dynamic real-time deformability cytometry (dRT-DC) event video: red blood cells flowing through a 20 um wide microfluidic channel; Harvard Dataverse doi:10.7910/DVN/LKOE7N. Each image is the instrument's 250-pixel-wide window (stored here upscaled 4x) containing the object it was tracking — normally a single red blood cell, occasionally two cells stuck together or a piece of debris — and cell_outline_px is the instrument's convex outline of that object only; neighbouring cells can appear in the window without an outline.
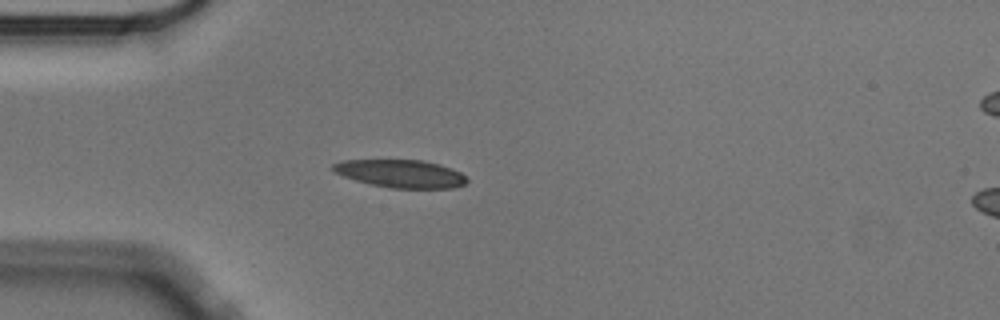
{"species": "Egyptian fruit bat (a non-hibernating species)", "species_latin": "Rousettus aegyptiacus", "temperature_condition": "cold", "stored_images_in_passage": 42, "camera_frame_rate_fps": 3000, "um_per_image_px": 0.085, "animal": {"sex": "male"}, "frame": {"image": 1, "passage_image": 1, "time_ms": 0.0, "image_size_px": [1000, 320], "cell_outline_px": [[468, 180], [464, 184], [456, 188], [388, 188], [356, 180], [344, 176], [336, 172], [332, 168], [332, 164], [344, 160], [424, 160], [440, 164], [452, 168], [460, 172]], "centroid_in_image_um": [34.1, 14.76], "position_along_channel_um": 50.9, "area_um2": 21.68}}
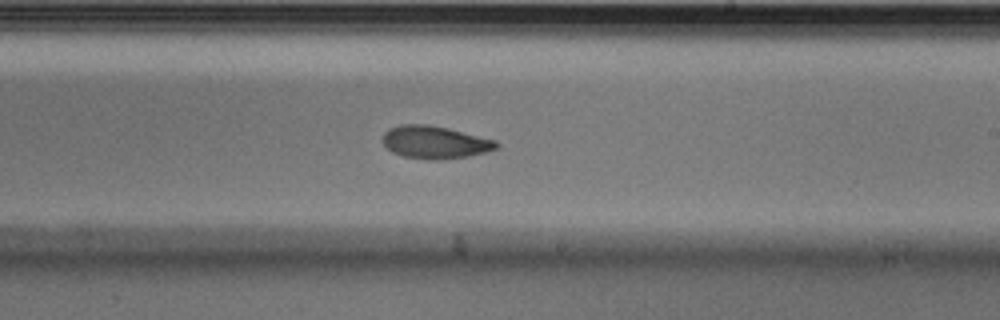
{"frame": {"image": 2, "passage_image": 19, "time_ms": 6.0, "image_size_px": [1000, 320], "cell_outline_px": [[500, 144], [496, 148], [484, 152], [468, 156], [444, 160], [428, 160], [404, 156], [392, 152], [380, 140], [384, 132], [388, 128], [400, 124], [428, 124], [448, 128], [496, 140]], "centroid_in_image_um": [36.93, 12.09], "position_along_channel_um": 252.1, "area_um2": 21.85}}
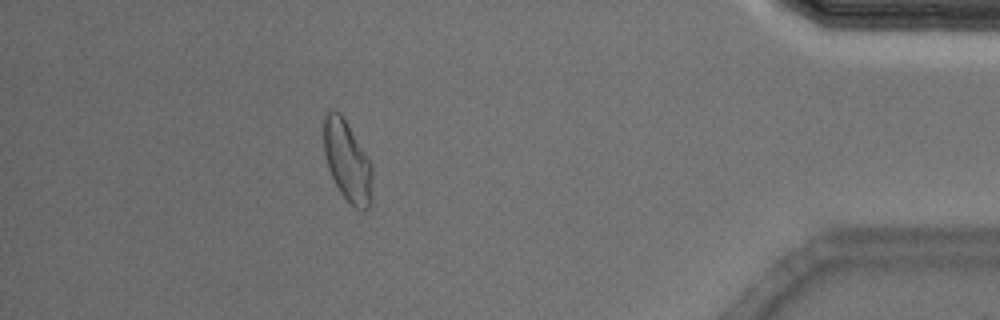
{"frame": {"image": 3, "passage_image": 36, "time_ms": 11.667, "image_size_px": [1000, 320], "cell_outline_px": [[372, 200], [368, 208], [356, 208], [340, 192], [328, 168], [324, 152], [324, 116], [332, 108], [340, 112], [372, 164]], "centroid_in_image_um": [29.52, 13.68], "position_along_channel_um": 405.7, "area_um2": 22.54}, "authors_computed_cell_mechanics": {"area_um2": 22.0796, "velocity_mm_per_s": 3.518, "shape_relaxation_time_tau1_ms": 6.8962, "shape_relaxation_time_tau2_ms": 6.4125, "deformation_change_tau1": 0.1655, "deformation_change_tau2": 0.1173}}